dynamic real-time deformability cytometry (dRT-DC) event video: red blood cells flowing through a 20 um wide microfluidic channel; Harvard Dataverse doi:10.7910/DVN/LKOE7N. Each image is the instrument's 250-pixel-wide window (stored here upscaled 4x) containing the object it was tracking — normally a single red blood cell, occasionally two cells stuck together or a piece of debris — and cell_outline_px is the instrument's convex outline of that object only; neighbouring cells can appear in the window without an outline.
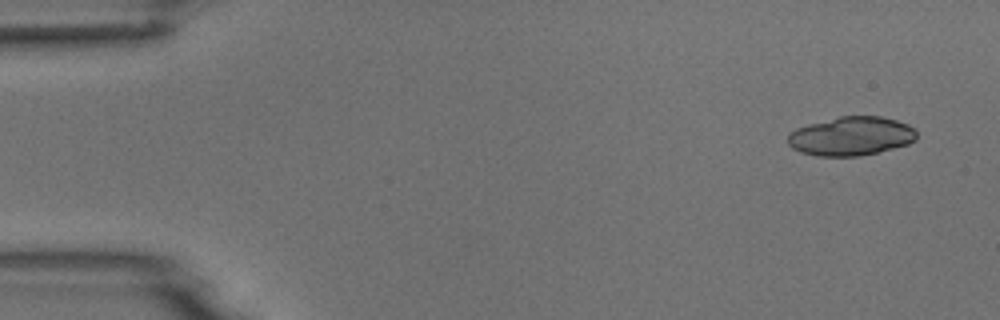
{"species": "common noctule bat (a hibernating species)", "species_latin": "Nyctalus noctula", "temperature_condition": "room temperature", "stored_images_in_passage": 8, "segment_of_instrument_passage": [1, 2], "camera_frame_rate_fps": 3000, "um_per_image_px": 0.085, "animal": {"sex": "male", "body_mass_g": 18.8}, "frame": {"image": 1, "passage_image": 1, "time_ms": 0.0, "image_size_px": [1000, 320], "cell_outline_px": [[916, 140], [908, 144], [860, 156], [816, 156], [800, 152], [792, 148], [788, 144], [788, 132], [796, 128], [808, 124], [840, 116], [880, 116], [896, 120], [908, 124], [916, 132]], "centroid_in_image_um": [72.31, 11.57], "position_along_channel_um": 12.7, "area_um2": 29.19}}
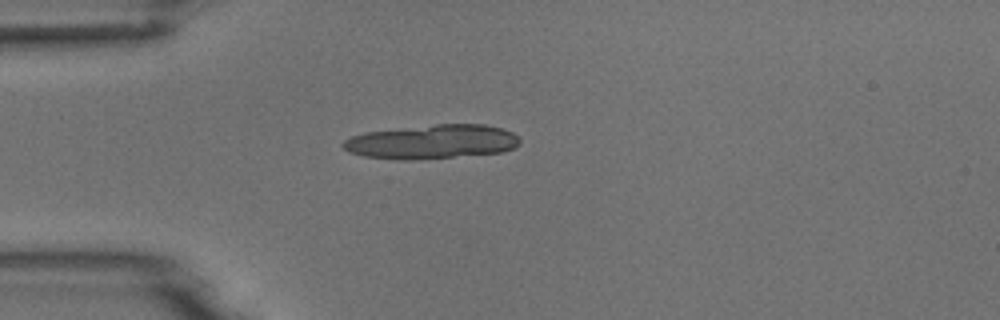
{"frame": {"image": 2, "passage_image": 4, "time_ms": 3.667, "image_size_px": [1000, 320], "cell_outline_px": [[520, 144], [516, 148], [500, 152], [412, 160], [396, 160], [364, 156], [348, 152], [340, 144], [344, 140], [352, 136], [364, 132], [436, 124], [484, 124], [500, 128], [512, 132], [520, 140]], "centroid_in_image_um": [36.68, 12.05], "position_along_channel_um": 48.3, "area_um2": 35.14}}